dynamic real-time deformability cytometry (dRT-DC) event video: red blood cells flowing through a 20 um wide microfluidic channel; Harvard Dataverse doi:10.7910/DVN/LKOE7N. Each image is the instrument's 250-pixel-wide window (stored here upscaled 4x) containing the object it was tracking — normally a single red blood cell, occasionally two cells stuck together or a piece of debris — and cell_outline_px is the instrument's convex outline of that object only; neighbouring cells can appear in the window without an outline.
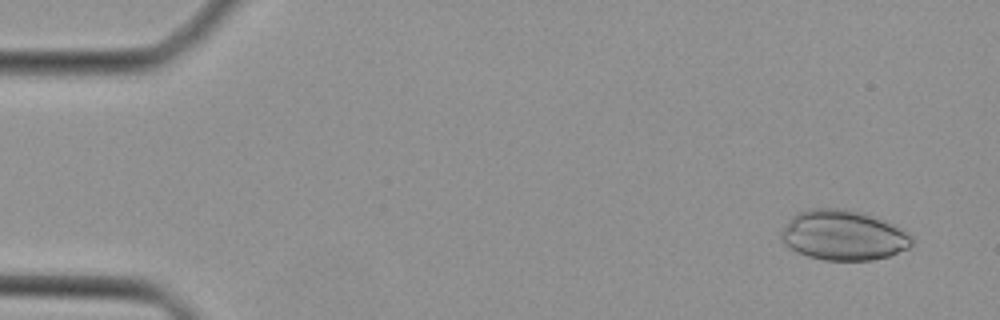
{"species": "Egyptian fruit bat (a non-hibernating species)", "species_latin": "Rousettus aegyptiacus", "temperature_condition": "cold", "stored_images_in_passage": 45, "camera_frame_rate_fps": 3000, "um_per_image_px": 0.085, "animal": {"sex": "female"}, "frame": {"image": 1, "passage_image": 3, "time_ms": 0.667, "image_size_px": [1000, 320], "cell_outline_px": [[912, 244], [908, 248], [888, 256], [872, 260], [824, 260], [808, 256], [784, 244], [780, 236], [780, 232], [792, 216], [800, 212], [816, 208], [844, 208], [860, 212], [892, 224], [904, 232], [912, 240]], "centroid_in_image_um": [71.64, 20.0], "position_along_channel_um": 13.4, "area_um2": 37.4}}
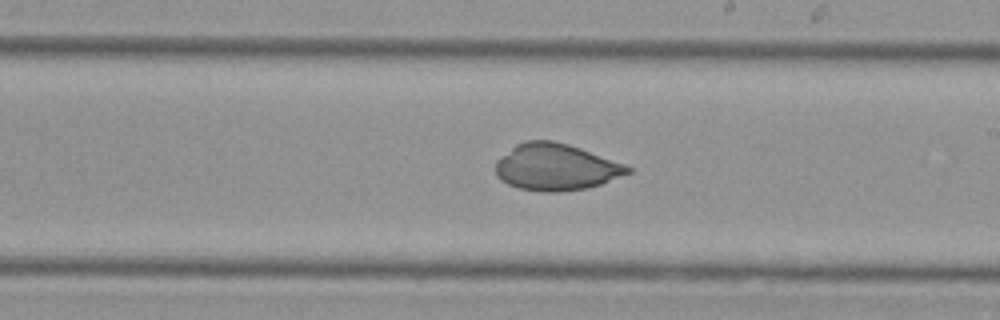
{"frame": {"image": 2, "passage_image": 26, "time_ms": 8.333, "image_size_px": [1000, 320], "cell_outline_px": [[632, 172], [600, 184], [588, 188], [560, 192], [540, 192], [520, 188], [508, 184], [500, 180], [496, 176], [496, 160], [516, 144], [524, 140], [552, 140], [568, 144], [580, 148], [624, 164], [632, 168]], "centroid_in_image_um": [47.22, 14.21], "position_along_channel_um": 241.8, "area_um2": 35.95}}
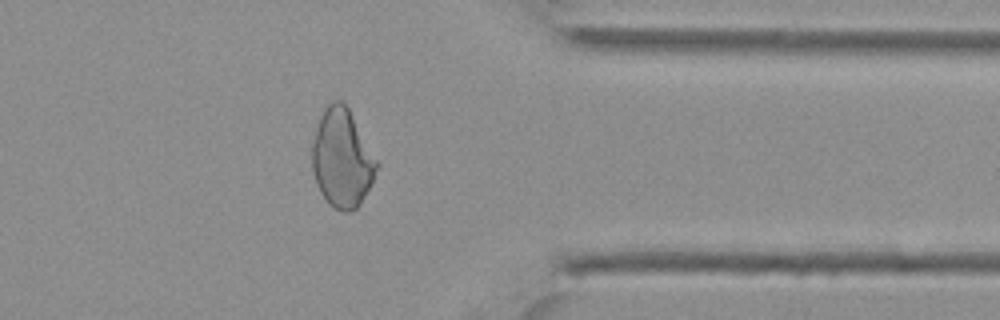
{"frame": {"image": 3, "passage_image": 36, "time_ms": 11.667, "image_size_px": [1000, 320], "cell_outline_px": [[380, 164], [360, 204], [352, 212], [344, 212], [328, 204], [320, 192], [316, 184], [312, 172], [312, 140], [324, 108], [332, 100], [340, 100], [348, 108]], "centroid_in_image_um": [29.06, 13.47], "position_along_channel_um": 382.3, "area_um2": 36.93}}